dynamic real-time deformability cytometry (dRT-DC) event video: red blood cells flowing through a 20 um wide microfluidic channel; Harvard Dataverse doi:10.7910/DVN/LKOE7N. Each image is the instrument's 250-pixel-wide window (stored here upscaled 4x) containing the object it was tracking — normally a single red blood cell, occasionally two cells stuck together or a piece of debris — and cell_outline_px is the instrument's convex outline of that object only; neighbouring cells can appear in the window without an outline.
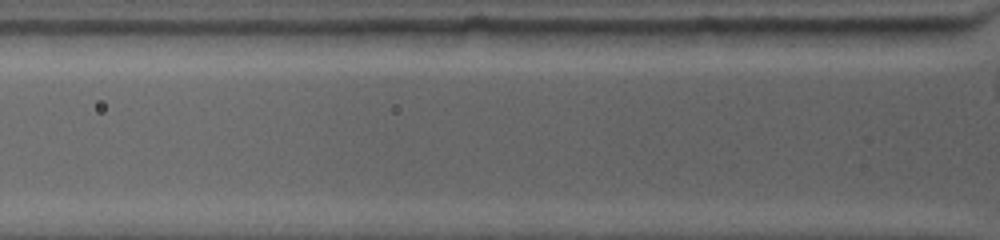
{"species": "common noctule bat (a hibernating species)", "species_latin": "Nyctalus noctula", "temperature_condition": "warm", "stored_images_in_passage": 3, "camera_frame_rate_fps": 4500, "um_per_image_px": 0.085, "animal": {"sex": "female", "body_mass_g": 19.0, "forearm_length_mm": 53.3}, "frame": {"image": 1, "passage_image": 3, "time_ms": 1.333, "image_size_px": [1000, 240], "cell_outline_px": [[948, 28], [940, 40], [932, 44], [824, 44], [820, 28]], "centroid_in_image_um": [74.98, 3.04], "position_along_channel_um": 50.8, "area_um2": 13.87}}